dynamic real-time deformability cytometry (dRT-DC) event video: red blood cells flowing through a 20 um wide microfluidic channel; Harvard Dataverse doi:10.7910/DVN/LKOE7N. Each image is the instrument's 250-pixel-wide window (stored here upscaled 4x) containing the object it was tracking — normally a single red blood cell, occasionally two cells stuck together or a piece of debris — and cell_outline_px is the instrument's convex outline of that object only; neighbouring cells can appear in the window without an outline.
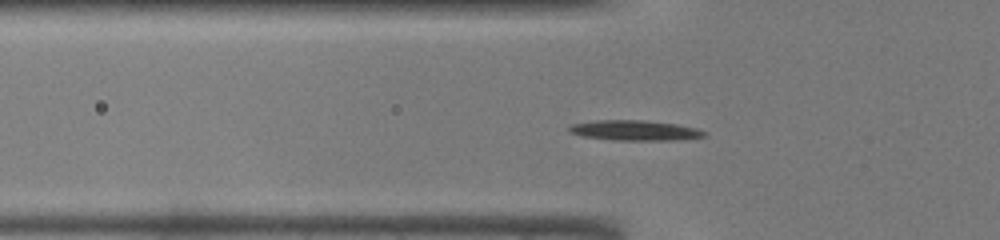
{"species": "common noctule bat (a hibernating species)", "species_latin": "Nyctalus noctula", "temperature_condition": "warm", "stored_images_in_passage": 44, "camera_frame_rate_fps": 3000, "um_per_image_px": 0.085, "animal": {"sex": "male", "body_mass_g": 19.0, "forearm_length_mm": 50.8}, "frame": {"image": 1, "passage_image": 12, "time_ms": 3.667, "image_size_px": [1000, 240], "cell_outline_px": [[708, 136], [680, 140], [612, 140], [580, 136], [568, 132], [568, 124], [592, 120], [644, 120], [676, 124], [696, 128], [708, 132]], "centroid_in_image_um": [53.92, 11.08], "position_along_channel_um": 71.9, "area_um2": 16.3}}
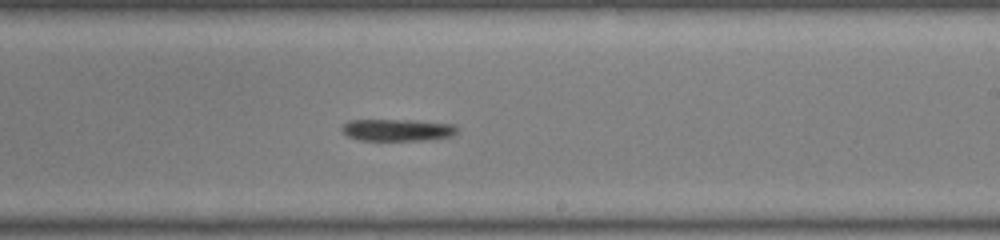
{"frame": {"image": 2, "passage_image": 25, "time_ms": 8.0, "image_size_px": [1000, 240], "cell_outline_px": [[456, 132], [452, 136], [424, 140], [360, 140], [348, 136], [340, 128], [348, 120], [412, 120], [456, 124]], "centroid_in_image_um": [33.78, 11.04], "position_along_channel_um": 255.2, "area_um2": 14.68}}
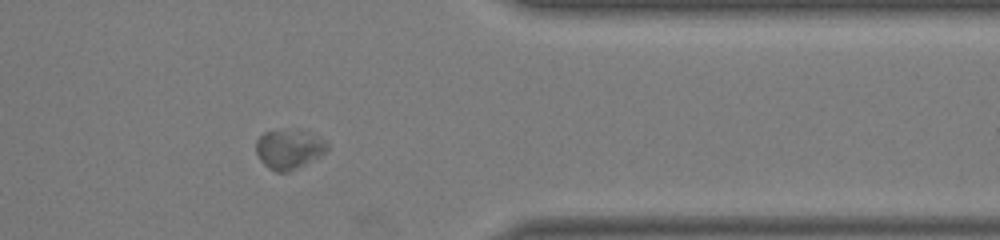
{"frame": {"image": 3, "passage_image": 35, "time_ms": 11.333, "image_size_px": [1000, 240], "cell_outline_px": [[328, 148], [320, 156], [288, 172], [276, 172], [268, 168], [260, 160], [256, 152], [256, 140], [264, 132], [304, 132], [324, 140], [328, 144]], "centroid_in_image_um": [24.52, 12.73], "position_along_channel_um": 386.9, "area_um2": 15.66}}